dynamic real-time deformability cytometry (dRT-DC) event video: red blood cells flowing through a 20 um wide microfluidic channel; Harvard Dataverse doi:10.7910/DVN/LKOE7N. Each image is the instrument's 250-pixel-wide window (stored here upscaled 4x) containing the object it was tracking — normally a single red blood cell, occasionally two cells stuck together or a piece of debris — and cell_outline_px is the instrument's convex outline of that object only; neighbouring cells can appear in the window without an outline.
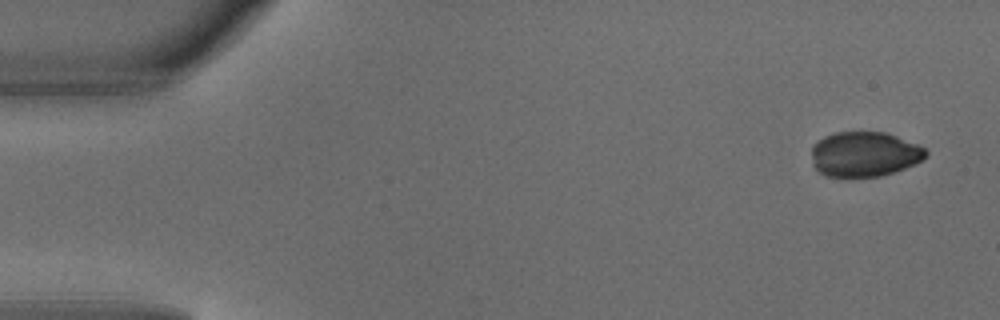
{"species": "common noctule bat (a hibernating species)", "species_latin": "Nyctalus noctula", "temperature_condition": "warm", "stored_images_in_passage": 4, "camera_frame_rate_fps": 3000, "um_per_image_px": 0.085, "animal": {"sex": "male", "body_mass_g": 18.8}, "frame": {"image": 1, "passage_image": 1, "time_ms": 0.0, "image_size_px": [1000, 320], "cell_outline_px": [[928, 156], [916, 164], [880, 176], [824, 176], [812, 164], [812, 144], [824, 136], [836, 132], [884, 132], [896, 136], [916, 144], [924, 148], [928, 152]], "centroid_in_image_um": [73.46, 13.1], "position_along_channel_um": 11.5, "area_um2": 29.88}}
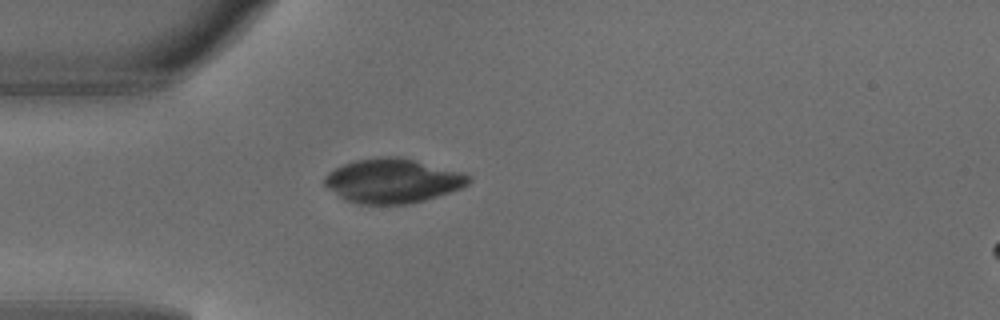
{"frame": {"image": 2, "passage_image": 4, "time_ms": 1.0, "image_size_px": [1000, 320], "cell_outline_px": [[472, 180], [468, 184], [460, 188], [424, 200], [408, 204], [356, 204], [344, 200], [328, 188], [324, 184], [324, 176], [328, 172], [344, 164], [356, 160], [376, 156], [400, 156], [464, 172], [472, 176]], "centroid_in_image_um": [33.37, 15.36], "position_along_channel_um": 51.6, "area_um2": 37.51}}